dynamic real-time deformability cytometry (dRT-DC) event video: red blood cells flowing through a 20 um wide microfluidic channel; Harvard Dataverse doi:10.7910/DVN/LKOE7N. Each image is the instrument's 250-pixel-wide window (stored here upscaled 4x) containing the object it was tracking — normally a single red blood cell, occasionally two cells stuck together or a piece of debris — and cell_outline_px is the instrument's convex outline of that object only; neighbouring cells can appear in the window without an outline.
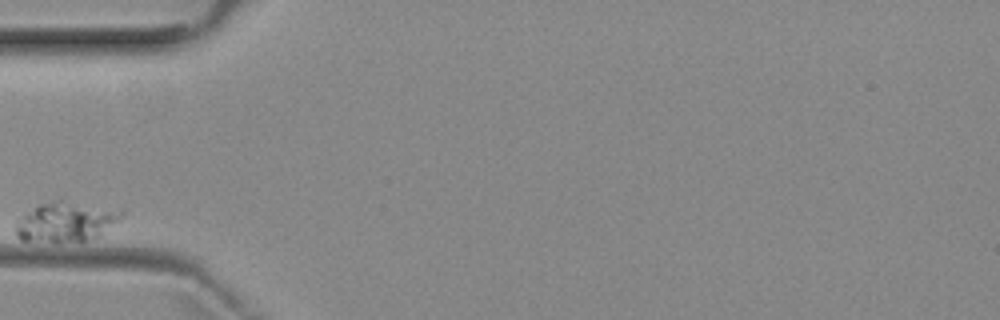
{"species": "common noctule bat (a hibernating species)", "species_latin": "Nyctalus noctula", "temperature_condition": "room temperature", "stored_images_in_passage": 4, "camera_frame_rate_fps": 3000, "um_per_image_px": 0.085, "animal": {"sex": "female", "body_mass_g": 29.2, "forearm_length_mm": 56.3}, "frame": {"image": 1, "passage_image": 1, "time_ms": 0.0, "image_size_px": [1000, 320], "cell_outline_px": [[124, 216], [120, 220], [92, 240], [80, 244], [56, 244], [20, 240], [16, 236], [16, 220], [20, 216], [40, 204], [52, 200], [64, 200], [120, 208], [124, 212]], "centroid_in_image_um": [5.63, 18.89], "position_along_channel_um": 79.4, "area_um2": 25.84}}
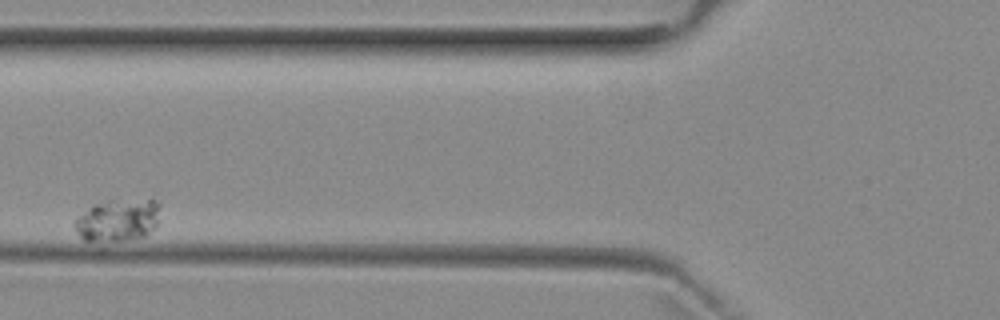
{"frame": {"image": 2, "passage_image": 2, "time_ms": 1.333, "image_size_px": [1000, 320], "cell_outline_px": [[160, 204], [156, 224], [144, 236], [124, 240], [84, 240], [80, 236], [76, 228], [76, 220], [92, 204], [108, 200], [152, 196]], "centroid_in_image_um": [10.08, 18.63], "position_along_channel_um": 115.7, "area_um2": 21.1}}
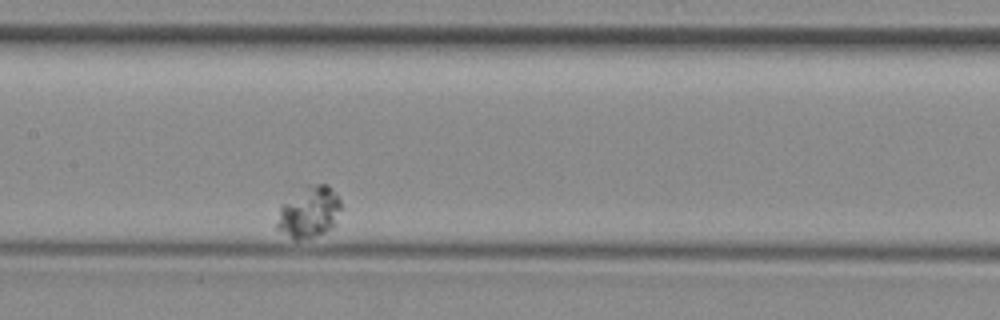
{"frame": {"image": 3, "passage_image": 4, "time_ms": 3.667, "image_size_px": [1000, 320], "cell_outline_px": [[344, 208], [336, 224], [332, 228], [324, 232], [312, 236], [296, 240], [276, 228], [276, 224], [280, 204], [304, 184], [328, 184], [340, 200]], "centroid_in_image_um": [26.29, 17.98], "position_along_channel_um": 181.1, "area_um2": 19.65}}